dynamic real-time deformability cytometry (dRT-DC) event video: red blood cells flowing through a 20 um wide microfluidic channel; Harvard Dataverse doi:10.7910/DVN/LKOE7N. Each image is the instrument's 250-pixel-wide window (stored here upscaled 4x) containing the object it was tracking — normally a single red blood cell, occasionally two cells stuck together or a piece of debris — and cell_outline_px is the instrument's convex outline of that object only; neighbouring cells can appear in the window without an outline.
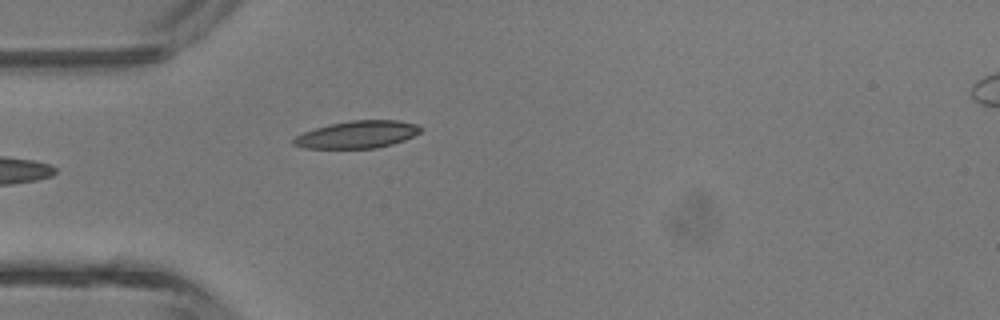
{"species": "common noctule bat (a hibernating species)", "species_latin": "Nyctalus noctula", "temperature_condition": "room temperature", "stored_images_in_passage": 3, "camera_frame_rate_fps": 3000, "um_per_image_px": 0.085, "animal": {"sex": "male", "body_mass_g": 13.3}, "frame": {"image": 1, "passage_image": 3, "time_ms": 2.667, "image_size_px": [1000, 320], "cell_outline_px": [[424, 128], [420, 132], [404, 140], [392, 144], [376, 148], [304, 148], [292, 144], [292, 140], [296, 136], [304, 132], [328, 124], [352, 120], [396, 120], [416, 124]], "centroid_in_image_um": [30.37, 11.43], "position_along_channel_um": 54.6, "area_um2": 20.17}}